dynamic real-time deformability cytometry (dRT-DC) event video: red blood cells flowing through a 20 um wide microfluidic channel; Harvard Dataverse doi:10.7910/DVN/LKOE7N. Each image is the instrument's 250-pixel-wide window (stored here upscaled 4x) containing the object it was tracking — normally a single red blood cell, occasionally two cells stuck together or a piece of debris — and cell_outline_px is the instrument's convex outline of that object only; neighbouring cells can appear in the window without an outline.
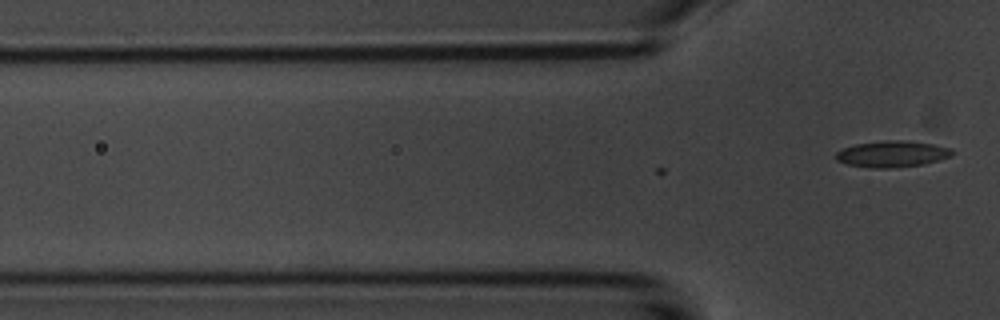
{"species": "common noctule bat (a hibernating species)", "species_latin": "Nyctalus noctula", "temperature_condition": "room temperature", "stored_images_in_passage": 8, "camera_frame_rate_fps": 3000, "um_per_image_px": 0.085, "animal": {"sex": "male", "body_mass_g": 20.1, "forearm_length_mm": 53.5}, "frame": {"image": 1, "passage_image": 8, "time_ms": 2.333, "image_size_px": [1000, 320], "cell_outline_px": [[956, 152], [952, 156], [920, 164], [892, 168], [868, 168], [848, 164], [836, 160], [836, 152], [844, 148], [856, 144], [888, 140], [900, 140], [932, 144], [952, 148]], "centroid_in_image_um": [75.84, 13.09], "position_along_channel_um": 50.0, "area_um2": 17.63}}